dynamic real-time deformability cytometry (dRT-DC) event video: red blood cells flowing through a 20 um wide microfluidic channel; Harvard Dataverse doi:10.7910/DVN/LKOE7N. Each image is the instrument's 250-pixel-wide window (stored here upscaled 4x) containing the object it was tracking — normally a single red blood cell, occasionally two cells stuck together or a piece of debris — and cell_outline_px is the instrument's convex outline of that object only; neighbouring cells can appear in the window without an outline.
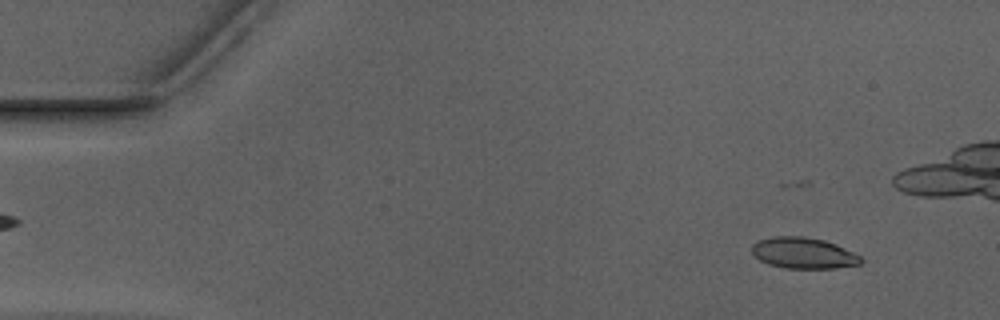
{"species": "Egyptian fruit bat (a non-hibernating species)", "species_latin": "Rousettus aegyptiacus", "temperature_condition": "warm", "stored_images_in_passage": 14, "camera_frame_rate_fps": 3000, "um_per_image_px": 0.085, "animal": {"sex": "male"}, "frame": {"image": 1, "passage_image": 5, "time_ms": 1.333, "image_size_px": [1000, 320], "cell_outline_px": [[864, 260], [860, 264], [836, 268], [784, 268], [768, 264], [760, 260], [752, 252], [752, 244], [760, 240], [772, 236], [804, 236], [824, 240], [836, 244], [860, 256]], "centroid_in_image_um": [68.3, 21.51], "position_along_channel_um": 16.7, "area_um2": 19.71}}